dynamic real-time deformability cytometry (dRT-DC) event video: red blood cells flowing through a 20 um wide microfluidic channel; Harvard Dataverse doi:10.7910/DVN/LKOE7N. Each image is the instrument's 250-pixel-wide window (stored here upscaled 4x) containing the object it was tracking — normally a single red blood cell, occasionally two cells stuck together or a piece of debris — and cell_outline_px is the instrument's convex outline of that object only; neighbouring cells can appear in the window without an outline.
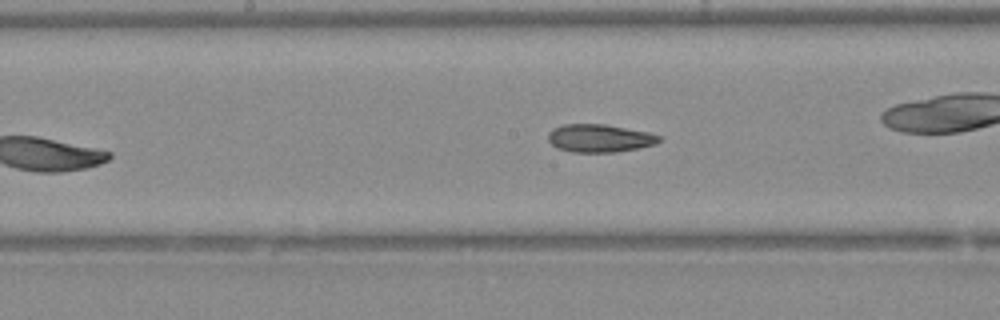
{"species": "Egyptian fruit bat (a non-hibernating species)", "species_latin": "Rousettus aegyptiacus", "temperature_condition": "warm", "stored_images_in_passage": 21, "camera_frame_rate_fps": 3000, "um_per_image_px": 0.085, "animal": {"sex": "female"}, "frame": {"image": 1, "passage_image": 15, "time_ms": 4.667, "image_size_px": [1000, 320], "cell_outline_px": [[660, 140], [656, 144], [616, 152], [572, 152], [556, 148], [548, 140], [548, 132], [552, 128], [564, 124], [604, 124], [648, 132], [660, 136]], "centroid_in_image_um": [50.92, 11.74], "position_along_channel_um": 197.3, "area_um2": 18.03}}
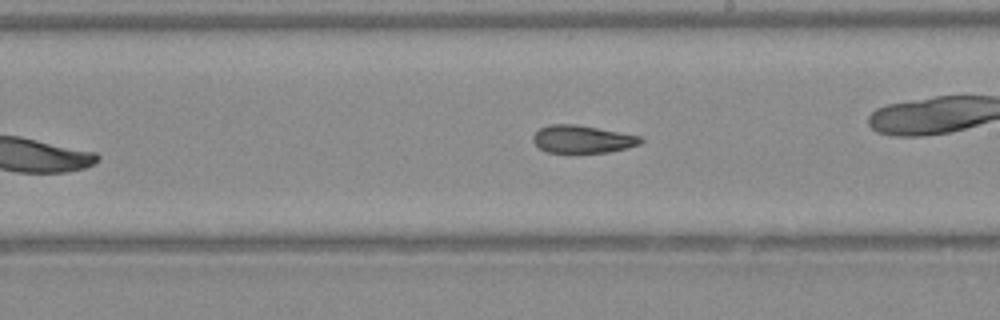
{"frame": {"image": 2, "passage_image": 18, "time_ms": 5.667, "image_size_px": [1000, 320], "cell_outline_px": [[644, 140], [640, 144], [628, 148], [608, 152], [580, 156], [548, 152], [540, 148], [532, 140], [532, 136], [540, 128], [552, 124], [576, 124], [640, 136]], "centroid_in_image_um": [49.49, 11.88], "position_along_channel_um": 239.5, "area_um2": 18.03}}
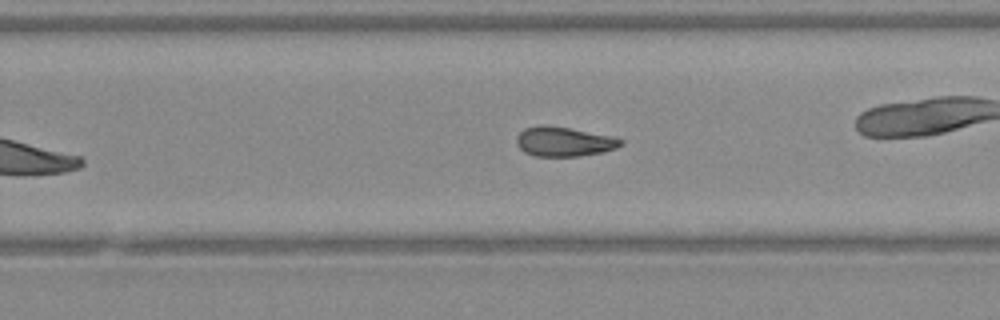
{"frame": {"image": 3, "passage_image": 21, "time_ms": 6.667, "image_size_px": [1000, 320], "cell_outline_px": [[624, 144], [616, 148], [604, 152], [580, 156], [536, 156], [524, 152], [516, 144], [516, 136], [524, 128], [536, 124], [544, 124], [616, 136], [624, 140]], "centroid_in_image_um": [47.95, 12.02], "position_along_channel_um": 281.8, "area_um2": 18.32}}